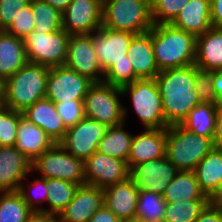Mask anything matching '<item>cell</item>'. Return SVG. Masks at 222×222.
<instances>
[{
	"label": "cell",
	"mask_w": 222,
	"mask_h": 222,
	"mask_svg": "<svg viewBox=\"0 0 222 222\" xmlns=\"http://www.w3.org/2000/svg\"><path fill=\"white\" fill-rule=\"evenodd\" d=\"M166 203L162 195L139 190L136 218L144 222H163Z\"/></svg>",
	"instance_id": "33"
},
{
	"label": "cell",
	"mask_w": 222,
	"mask_h": 222,
	"mask_svg": "<svg viewBox=\"0 0 222 222\" xmlns=\"http://www.w3.org/2000/svg\"><path fill=\"white\" fill-rule=\"evenodd\" d=\"M212 27L222 28V0H210Z\"/></svg>",
	"instance_id": "45"
},
{
	"label": "cell",
	"mask_w": 222,
	"mask_h": 222,
	"mask_svg": "<svg viewBox=\"0 0 222 222\" xmlns=\"http://www.w3.org/2000/svg\"><path fill=\"white\" fill-rule=\"evenodd\" d=\"M154 80L167 125H180L200 103L195 90L194 64L160 71Z\"/></svg>",
	"instance_id": "1"
},
{
	"label": "cell",
	"mask_w": 222,
	"mask_h": 222,
	"mask_svg": "<svg viewBox=\"0 0 222 222\" xmlns=\"http://www.w3.org/2000/svg\"><path fill=\"white\" fill-rule=\"evenodd\" d=\"M152 47L159 72L195 64L196 37L172 24H153Z\"/></svg>",
	"instance_id": "2"
},
{
	"label": "cell",
	"mask_w": 222,
	"mask_h": 222,
	"mask_svg": "<svg viewBox=\"0 0 222 222\" xmlns=\"http://www.w3.org/2000/svg\"><path fill=\"white\" fill-rule=\"evenodd\" d=\"M120 222H144L142 220H139L137 218H132V219H122Z\"/></svg>",
	"instance_id": "52"
},
{
	"label": "cell",
	"mask_w": 222,
	"mask_h": 222,
	"mask_svg": "<svg viewBox=\"0 0 222 222\" xmlns=\"http://www.w3.org/2000/svg\"><path fill=\"white\" fill-rule=\"evenodd\" d=\"M22 112L0 105V146H15Z\"/></svg>",
	"instance_id": "38"
},
{
	"label": "cell",
	"mask_w": 222,
	"mask_h": 222,
	"mask_svg": "<svg viewBox=\"0 0 222 222\" xmlns=\"http://www.w3.org/2000/svg\"><path fill=\"white\" fill-rule=\"evenodd\" d=\"M208 204L209 200L166 203L163 222H194Z\"/></svg>",
	"instance_id": "34"
},
{
	"label": "cell",
	"mask_w": 222,
	"mask_h": 222,
	"mask_svg": "<svg viewBox=\"0 0 222 222\" xmlns=\"http://www.w3.org/2000/svg\"><path fill=\"white\" fill-rule=\"evenodd\" d=\"M139 80L134 74V69L126 55L125 60L115 64L104 74L103 82L116 87H122Z\"/></svg>",
	"instance_id": "39"
},
{
	"label": "cell",
	"mask_w": 222,
	"mask_h": 222,
	"mask_svg": "<svg viewBox=\"0 0 222 222\" xmlns=\"http://www.w3.org/2000/svg\"><path fill=\"white\" fill-rule=\"evenodd\" d=\"M32 172L46 179L56 178L85 185L84 161L75 158L59 143H54L32 162Z\"/></svg>",
	"instance_id": "8"
},
{
	"label": "cell",
	"mask_w": 222,
	"mask_h": 222,
	"mask_svg": "<svg viewBox=\"0 0 222 222\" xmlns=\"http://www.w3.org/2000/svg\"><path fill=\"white\" fill-rule=\"evenodd\" d=\"M84 100L56 102V110L67 128L75 126L85 117Z\"/></svg>",
	"instance_id": "42"
},
{
	"label": "cell",
	"mask_w": 222,
	"mask_h": 222,
	"mask_svg": "<svg viewBox=\"0 0 222 222\" xmlns=\"http://www.w3.org/2000/svg\"><path fill=\"white\" fill-rule=\"evenodd\" d=\"M30 0H0V30H5Z\"/></svg>",
	"instance_id": "43"
},
{
	"label": "cell",
	"mask_w": 222,
	"mask_h": 222,
	"mask_svg": "<svg viewBox=\"0 0 222 222\" xmlns=\"http://www.w3.org/2000/svg\"><path fill=\"white\" fill-rule=\"evenodd\" d=\"M179 170L166 158L153 159L130 169V179L138 190L163 195Z\"/></svg>",
	"instance_id": "16"
},
{
	"label": "cell",
	"mask_w": 222,
	"mask_h": 222,
	"mask_svg": "<svg viewBox=\"0 0 222 222\" xmlns=\"http://www.w3.org/2000/svg\"><path fill=\"white\" fill-rule=\"evenodd\" d=\"M61 20L70 35L91 34L102 26V0H72Z\"/></svg>",
	"instance_id": "15"
},
{
	"label": "cell",
	"mask_w": 222,
	"mask_h": 222,
	"mask_svg": "<svg viewBox=\"0 0 222 222\" xmlns=\"http://www.w3.org/2000/svg\"><path fill=\"white\" fill-rule=\"evenodd\" d=\"M165 203L185 200H209L200 189L194 171H178L162 195Z\"/></svg>",
	"instance_id": "27"
},
{
	"label": "cell",
	"mask_w": 222,
	"mask_h": 222,
	"mask_svg": "<svg viewBox=\"0 0 222 222\" xmlns=\"http://www.w3.org/2000/svg\"><path fill=\"white\" fill-rule=\"evenodd\" d=\"M32 173L31 160L15 146H0V192L18 191L21 182Z\"/></svg>",
	"instance_id": "18"
},
{
	"label": "cell",
	"mask_w": 222,
	"mask_h": 222,
	"mask_svg": "<svg viewBox=\"0 0 222 222\" xmlns=\"http://www.w3.org/2000/svg\"><path fill=\"white\" fill-rule=\"evenodd\" d=\"M104 191V205L111 210L117 218H136V209L139 190L129 178L126 181L108 186Z\"/></svg>",
	"instance_id": "21"
},
{
	"label": "cell",
	"mask_w": 222,
	"mask_h": 222,
	"mask_svg": "<svg viewBox=\"0 0 222 222\" xmlns=\"http://www.w3.org/2000/svg\"><path fill=\"white\" fill-rule=\"evenodd\" d=\"M152 26L150 0L102 2V27L139 35L149 32Z\"/></svg>",
	"instance_id": "5"
},
{
	"label": "cell",
	"mask_w": 222,
	"mask_h": 222,
	"mask_svg": "<svg viewBox=\"0 0 222 222\" xmlns=\"http://www.w3.org/2000/svg\"><path fill=\"white\" fill-rule=\"evenodd\" d=\"M195 66L202 71L222 70V28L211 27L196 37Z\"/></svg>",
	"instance_id": "24"
},
{
	"label": "cell",
	"mask_w": 222,
	"mask_h": 222,
	"mask_svg": "<svg viewBox=\"0 0 222 222\" xmlns=\"http://www.w3.org/2000/svg\"><path fill=\"white\" fill-rule=\"evenodd\" d=\"M125 122L109 126L98 143L97 151L113 158L127 161L133 135L124 130Z\"/></svg>",
	"instance_id": "30"
},
{
	"label": "cell",
	"mask_w": 222,
	"mask_h": 222,
	"mask_svg": "<svg viewBox=\"0 0 222 222\" xmlns=\"http://www.w3.org/2000/svg\"><path fill=\"white\" fill-rule=\"evenodd\" d=\"M0 101H2V83L0 82Z\"/></svg>",
	"instance_id": "53"
},
{
	"label": "cell",
	"mask_w": 222,
	"mask_h": 222,
	"mask_svg": "<svg viewBox=\"0 0 222 222\" xmlns=\"http://www.w3.org/2000/svg\"><path fill=\"white\" fill-rule=\"evenodd\" d=\"M23 116L40 127L55 142L59 143L67 131L56 110L55 103L47 98L38 100L23 112Z\"/></svg>",
	"instance_id": "20"
},
{
	"label": "cell",
	"mask_w": 222,
	"mask_h": 222,
	"mask_svg": "<svg viewBox=\"0 0 222 222\" xmlns=\"http://www.w3.org/2000/svg\"><path fill=\"white\" fill-rule=\"evenodd\" d=\"M144 130L133 135L127 159L130 169L146 161L166 157V128Z\"/></svg>",
	"instance_id": "19"
},
{
	"label": "cell",
	"mask_w": 222,
	"mask_h": 222,
	"mask_svg": "<svg viewBox=\"0 0 222 222\" xmlns=\"http://www.w3.org/2000/svg\"><path fill=\"white\" fill-rule=\"evenodd\" d=\"M89 222H120V219L103 205L95 214L90 218Z\"/></svg>",
	"instance_id": "46"
},
{
	"label": "cell",
	"mask_w": 222,
	"mask_h": 222,
	"mask_svg": "<svg viewBox=\"0 0 222 222\" xmlns=\"http://www.w3.org/2000/svg\"><path fill=\"white\" fill-rule=\"evenodd\" d=\"M64 65L79 75L87 77L93 83H100L104 80V73L92 43V33L70 35Z\"/></svg>",
	"instance_id": "12"
},
{
	"label": "cell",
	"mask_w": 222,
	"mask_h": 222,
	"mask_svg": "<svg viewBox=\"0 0 222 222\" xmlns=\"http://www.w3.org/2000/svg\"><path fill=\"white\" fill-rule=\"evenodd\" d=\"M221 108L220 104L199 103L189 112L181 125L195 134L213 138L216 119Z\"/></svg>",
	"instance_id": "29"
},
{
	"label": "cell",
	"mask_w": 222,
	"mask_h": 222,
	"mask_svg": "<svg viewBox=\"0 0 222 222\" xmlns=\"http://www.w3.org/2000/svg\"><path fill=\"white\" fill-rule=\"evenodd\" d=\"M200 189L210 196L222 180V150L213 148L194 169Z\"/></svg>",
	"instance_id": "28"
},
{
	"label": "cell",
	"mask_w": 222,
	"mask_h": 222,
	"mask_svg": "<svg viewBox=\"0 0 222 222\" xmlns=\"http://www.w3.org/2000/svg\"><path fill=\"white\" fill-rule=\"evenodd\" d=\"M127 56L139 80L154 79L159 73L152 47V33L136 35L129 46Z\"/></svg>",
	"instance_id": "22"
},
{
	"label": "cell",
	"mask_w": 222,
	"mask_h": 222,
	"mask_svg": "<svg viewBox=\"0 0 222 222\" xmlns=\"http://www.w3.org/2000/svg\"><path fill=\"white\" fill-rule=\"evenodd\" d=\"M49 3L53 8L57 9L59 12H63L72 0H43Z\"/></svg>",
	"instance_id": "51"
},
{
	"label": "cell",
	"mask_w": 222,
	"mask_h": 222,
	"mask_svg": "<svg viewBox=\"0 0 222 222\" xmlns=\"http://www.w3.org/2000/svg\"><path fill=\"white\" fill-rule=\"evenodd\" d=\"M209 204L215 207H222V180L214 192L208 197Z\"/></svg>",
	"instance_id": "50"
},
{
	"label": "cell",
	"mask_w": 222,
	"mask_h": 222,
	"mask_svg": "<svg viewBox=\"0 0 222 222\" xmlns=\"http://www.w3.org/2000/svg\"><path fill=\"white\" fill-rule=\"evenodd\" d=\"M27 222H59L58 214L46 211H32Z\"/></svg>",
	"instance_id": "47"
},
{
	"label": "cell",
	"mask_w": 222,
	"mask_h": 222,
	"mask_svg": "<svg viewBox=\"0 0 222 222\" xmlns=\"http://www.w3.org/2000/svg\"><path fill=\"white\" fill-rule=\"evenodd\" d=\"M15 148L33 162L55 142L40 127L23 115L17 127Z\"/></svg>",
	"instance_id": "23"
},
{
	"label": "cell",
	"mask_w": 222,
	"mask_h": 222,
	"mask_svg": "<svg viewBox=\"0 0 222 222\" xmlns=\"http://www.w3.org/2000/svg\"><path fill=\"white\" fill-rule=\"evenodd\" d=\"M31 212L19 191L0 192V222H27Z\"/></svg>",
	"instance_id": "31"
},
{
	"label": "cell",
	"mask_w": 222,
	"mask_h": 222,
	"mask_svg": "<svg viewBox=\"0 0 222 222\" xmlns=\"http://www.w3.org/2000/svg\"><path fill=\"white\" fill-rule=\"evenodd\" d=\"M27 177L21 182L19 187V192L22 195V198L29 206L32 211H44L42 207L43 202L47 203V198L49 195V190L47 188V179L37 176L28 182L25 180L29 179Z\"/></svg>",
	"instance_id": "36"
},
{
	"label": "cell",
	"mask_w": 222,
	"mask_h": 222,
	"mask_svg": "<svg viewBox=\"0 0 222 222\" xmlns=\"http://www.w3.org/2000/svg\"><path fill=\"white\" fill-rule=\"evenodd\" d=\"M213 144L215 149L222 150V108L216 119Z\"/></svg>",
	"instance_id": "48"
},
{
	"label": "cell",
	"mask_w": 222,
	"mask_h": 222,
	"mask_svg": "<svg viewBox=\"0 0 222 222\" xmlns=\"http://www.w3.org/2000/svg\"><path fill=\"white\" fill-rule=\"evenodd\" d=\"M136 34L128 31L100 27L92 32V43L97 60L105 74L115 62L126 59L132 39Z\"/></svg>",
	"instance_id": "14"
},
{
	"label": "cell",
	"mask_w": 222,
	"mask_h": 222,
	"mask_svg": "<svg viewBox=\"0 0 222 222\" xmlns=\"http://www.w3.org/2000/svg\"><path fill=\"white\" fill-rule=\"evenodd\" d=\"M35 31L51 33L62 28L61 12L43 0H31Z\"/></svg>",
	"instance_id": "35"
},
{
	"label": "cell",
	"mask_w": 222,
	"mask_h": 222,
	"mask_svg": "<svg viewBox=\"0 0 222 222\" xmlns=\"http://www.w3.org/2000/svg\"><path fill=\"white\" fill-rule=\"evenodd\" d=\"M49 68L27 62L2 83V105L23 112L45 98Z\"/></svg>",
	"instance_id": "3"
},
{
	"label": "cell",
	"mask_w": 222,
	"mask_h": 222,
	"mask_svg": "<svg viewBox=\"0 0 222 222\" xmlns=\"http://www.w3.org/2000/svg\"><path fill=\"white\" fill-rule=\"evenodd\" d=\"M108 126L84 117L69 127L59 144L75 158L85 161L97 151L98 143L105 136Z\"/></svg>",
	"instance_id": "10"
},
{
	"label": "cell",
	"mask_w": 222,
	"mask_h": 222,
	"mask_svg": "<svg viewBox=\"0 0 222 222\" xmlns=\"http://www.w3.org/2000/svg\"><path fill=\"white\" fill-rule=\"evenodd\" d=\"M189 0H150L153 24H171Z\"/></svg>",
	"instance_id": "37"
},
{
	"label": "cell",
	"mask_w": 222,
	"mask_h": 222,
	"mask_svg": "<svg viewBox=\"0 0 222 222\" xmlns=\"http://www.w3.org/2000/svg\"><path fill=\"white\" fill-rule=\"evenodd\" d=\"M27 62L23 39L0 30V82L10 78Z\"/></svg>",
	"instance_id": "26"
},
{
	"label": "cell",
	"mask_w": 222,
	"mask_h": 222,
	"mask_svg": "<svg viewBox=\"0 0 222 222\" xmlns=\"http://www.w3.org/2000/svg\"><path fill=\"white\" fill-rule=\"evenodd\" d=\"M212 83L216 98L222 106V70L212 71Z\"/></svg>",
	"instance_id": "49"
},
{
	"label": "cell",
	"mask_w": 222,
	"mask_h": 222,
	"mask_svg": "<svg viewBox=\"0 0 222 222\" xmlns=\"http://www.w3.org/2000/svg\"><path fill=\"white\" fill-rule=\"evenodd\" d=\"M92 84L87 77L79 75L65 65L53 67L49 69L45 98L54 103L84 100Z\"/></svg>",
	"instance_id": "11"
},
{
	"label": "cell",
	"mask_w": 222,
	"mask_h": 222,
	"mask_svg": "<svg viewBox=\"0 0 222 222\" xmlns=\"http://www.w3.org/2000/svg\"><path fill=\"white\" fill-rule=\"evenodd\" d=\"M171 24L195 37L204 34L212 27L210 0H189Z\"/></svg>",
	"instance_id": "25"
},
{
	"label": "cell",
	"mask_w": 222,
	"mask_h": 222,
	"mask_svg": "<svg viewBox=\"0 0 222 222\" xmlns=\"http://www.w3.org/2000/svg\"><path fill=\"white\" fill-rule=\"evenodd\" d=\"M121 97L123 98L120 87L105 82L93 83L83 101L85 117L108 127L127 122L129 110L123 106Z\"/></svg>",
	"instance_id": "6"
},
{
	"label": "cell",
	"mask_w": 222,
	"mask_h": 222,
	"mask_svg": "<svg viewBox=\"0 0 222 222\" xmlns=\"http://www.w3.org/2000/svg\"><path fill=\"white\" fill-rule=\"evenodd\" d=\"M85 184L105 189L130 178L127 161L110 157L98 151L84 161Z\"/></svg>",
	"instance_id": "13"
},
{
	"label": "cell",
	"mask_w": 222,
	"mask_h": 222,
	"mask_svg": "<svg viewBox=\"0 0 222 222\" xmlns=\"http://www.w3.org/2000/svg\"><path fill=\"white\" fill-rule=\"evenodd\" d=\"M78 187L79 185L62 179L48 178L49 195L46 203L48 207L44 208V211L55 214L61 212L72 201Z\"/></svg>",
	"instance_id": "32"
},
{
	"label": "cell",
	"mask_w": 222,
	"mask_h": 222,
	"mask_svg": "<svg viewBox=\"0 0 222 222\" xmlns=\"http://www.w3.org/2000/svg\"><path fill=\"white\" fill-rule=\"evenodd\" d=\"M70 34L63 28L51 33L31 31L24 39L27 61L45 67L63 66Z\"/></svg>",
	"instance_id": "9"
},
{
	"label": "cell",
	"mask_w": 222,
	"mask_h": 222,
	"mask_svg": "<svg viewBox=\"0 0 222 222\" xmlns=\"http://www.w3.org/2000/svg\"><path fill=\"white\" fill-rule=\"evenodd\" d=\"M122 95H129L132 108L142 126L151 129L168 128L162 110V98L154 79L136 80L121 87Z\"/></svg>",
	"instance_id": "7"
},
{
	"label": "cell",
	"mask_w": 222,
	"mask_h": 222,
	"mask_svg": "<svg viewBox=\"0 0 222 222\" xmlns=\"http://www.w3.org/2000/svg\"><path fill=\"white\" fill-rule=\"evenodd\" d=\"M194 222H222V207L208 204Z\"/></svg>",
	"instance_id": "44"
},
{
	"label": "cell",
	"mask_w": 222,
	"mask_h": 222,
	"mask_svg": "<svg viewBox=\"0 0 222 222\" xmlns=\"http://www.w3.org/2000/svg\"><path fill=\"white\" fill-rule=\"evenodd\" d=\"M213 148V138L195 134L181 124L166 128V158L179 171H194Z\"/></svg>",
	"instance_id": "4"
},
{
	"label": "cell",
	"mask_w": 222,
	"mask_h": 222,
	"mask_svg": "<svg viewBox=\"0 0 222 222\" xmlns=\"http://www.w3.org/2000/svg\"><path fill=\"white\" fill-rule=\"evenodd\" d=\"M194 81L200 103L219 104L213 89L212 71L199 70L194 64Z\"/></svg>",
	"instance_id": "41"
},
{
	"label": "cell",
	"mask_w": 222,
	"mask_h": 222,
	"mask_svg": "<svg viewBox=\"0 0 222 222\" xmlns=\"http://www.w3.org/2000/svg\"><path fill=\"white\" fill-rule=\"evenodd\" d=\"M34 28L35 21L30 0L29 4L19 11L4 31L20 39H24L31 31L34 30Z\"/></svg>",
	"instance_id": "40"
},
{
	"label": "cell",
	"mask_w": 222,
	"mask_h": 222,
	"mask_svg": "<svg viewBox=\"0 0 222 222\" xmlns=\"http://www.w3.org/2000/svg\"><path fill=\"white\" fill-rule=\"evenodd\" d=\"M104 205V191L89 185L77 188L72 201L58 213L59 222H89Z\"/></svg>",
	"instance_id": "17"
}]
</instances>
